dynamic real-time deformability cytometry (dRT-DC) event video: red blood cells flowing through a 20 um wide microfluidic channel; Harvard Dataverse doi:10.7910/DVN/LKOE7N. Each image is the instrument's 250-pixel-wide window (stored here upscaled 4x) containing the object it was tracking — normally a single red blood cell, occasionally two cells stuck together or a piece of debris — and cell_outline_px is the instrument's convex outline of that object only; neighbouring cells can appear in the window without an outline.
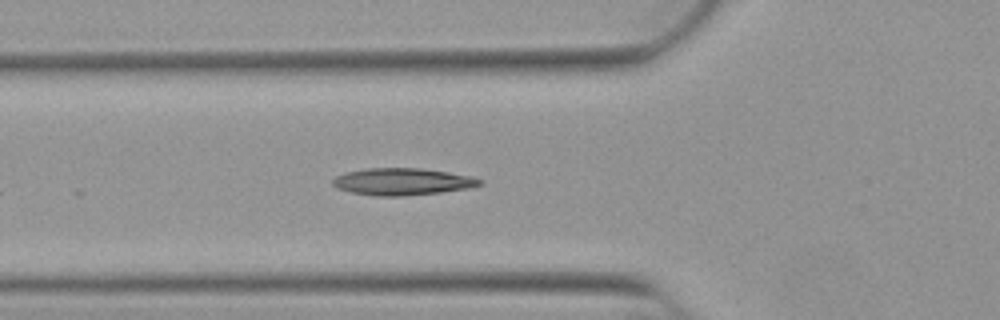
{"species": "Egyptian fruit bat (a non-hibernating species)", "species_latin": "Rousettus aegyptiacus", "temperature_condition": "warm", "stored_images_in_passage": 38, "camera_frame_rate_fps": 3000, "um_per_image_px": 0.085, "animal": {"sex": "female"}, "frame": {"image": 1, "passage_image": 6, "time_ms": 1.667, "image_size_px": [1000, 320], "cell_outline_px": [[484, 184], [468, 188], [440, 192], [404, 196], [376, 196], [352, 192], [336, 188], [332, 184], [332, 180], [336, 176], [344, 172], [364, 168], [420, 168], [448, 172], [472, 176], [484, 180]], "centroid_in_image_um": [34.2, 15.43], "position_along_channel_um": 91.6, "area_um2": 23.29}, "authors_computed_cell_mechanics": {"area_um2": 21.0681, "velocity_mm_per_s": 3.8765, "shape_relaxation_time_tau1_ms": 4.6923, "shape_relaxation_time_tau2_ms": 4.3766, "deformation_change_tau1": 0.1646, "deformation_change_tau2": 0.106}}